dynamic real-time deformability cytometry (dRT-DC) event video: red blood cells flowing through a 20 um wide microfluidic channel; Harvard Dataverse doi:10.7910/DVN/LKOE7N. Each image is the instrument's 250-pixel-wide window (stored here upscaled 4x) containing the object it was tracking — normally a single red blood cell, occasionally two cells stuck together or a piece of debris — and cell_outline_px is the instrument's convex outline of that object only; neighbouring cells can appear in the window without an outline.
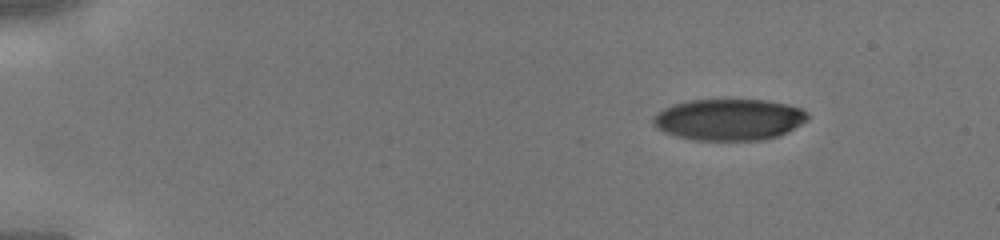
{"species": "human", "species_latin": "Homo sapiens", "temperature_condition": "cold", "stored_images_in_passage": 39, "camera_frame_rate_fps": 3000, "um_per_image_px": 0.085, "donor": {"sex": "male"}, "frame": {"image": 1, "passage_image": 1, "time_ms": 0.0, "image_size_px": [1000, 240], "cell_outline_px": [[808, 120], [788, 132], [780, 136], [760, 140], [692, 140], [676, 136], [664, 132], [652, 124], [652, 116], [656, 112], [672, 104], [688, 100], [768, 100], [788, 104], [800, 108], [808, 112]], "centroid_in_image_um": [61.96, 10.16], "position_along_channel_um": 23.0, "area_um2": 37.69}}
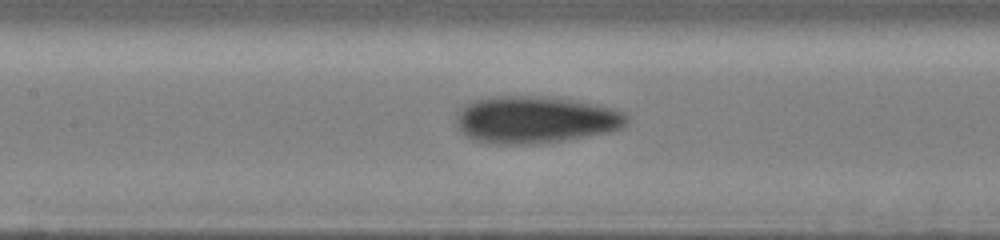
{"frame": {"image": 2, "passage_image": 17, "time_ms": 5.333, "image_size_px": [1000, 240], "cell_outline_px": [[628, 120], [620, 128], [608, 132], [564, 140], [532, 144], [488, 144], [464, 136], [460, 132], [456, 124], [456, 112], [464, 104], [472, 100], [492, 96], [540, 96], [572, 100], [596, 104], [612, 108], [624, 112], [628, 116]], "centroid_in_image_um": [45.42, 10.17], "position_along_channel_um": 162.0, "area_um2": 47.11}}
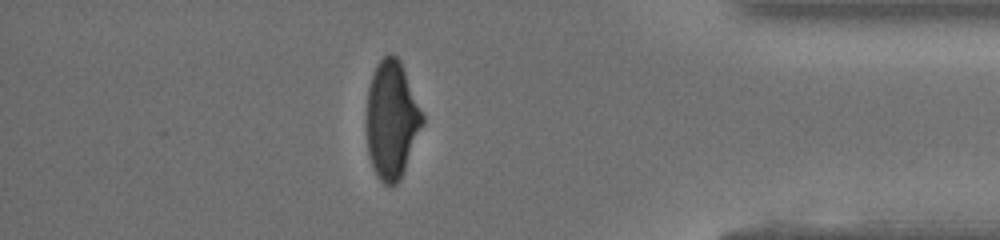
{"frame": {"image": 3, "passage_image": 34, "time_ms": 11.0, "image_size_px": [1000, 240], "cell_outline_px": [[424, 124], [400, 180], [396, 184], [384, 184], [380, 180], [372, 164], [368, 152], [368, 88], [376, 64], [388, 52], [392, 52], [400, 60], [424, 116]], "centroid_in_image_um": [33.32, 10.15], "position_along_channel_um": 401.9, "area_um2": 37.92}}